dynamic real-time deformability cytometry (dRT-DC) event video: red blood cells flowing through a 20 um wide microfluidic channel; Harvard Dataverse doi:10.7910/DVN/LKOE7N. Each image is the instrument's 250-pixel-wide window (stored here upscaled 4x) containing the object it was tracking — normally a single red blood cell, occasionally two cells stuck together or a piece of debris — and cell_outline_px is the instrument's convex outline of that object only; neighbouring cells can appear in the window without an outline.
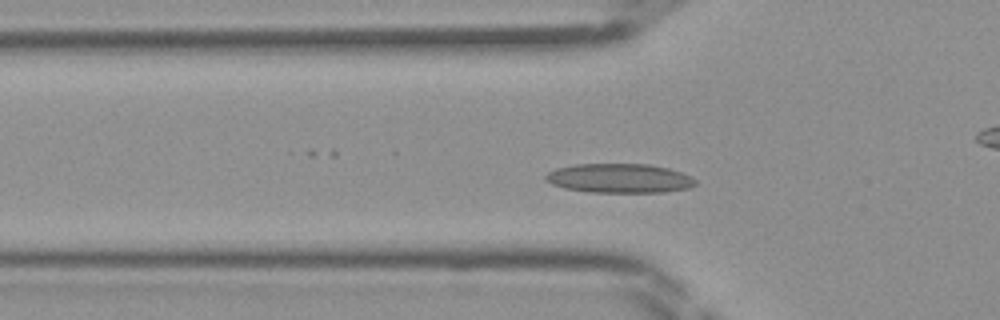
{"species": "Egyptian fruit bat (a non-hibernating species)", "species_latin": "Rousettus aegyptiacus", "temperature_condition": "room temperature", "stored_images_in_passage": 39, "camera_frame_rate_fps": 3000, "um_per_image_px": 0.085, "frame": {"image": 1, "passage_image": 7, "time_ms": 2.0, "image_size_px": [1000, 320], "cell_outline_px": [[696, 184], [688, 188], [664, 192], [588, 192], [564, 188], [552, 184], [544, 180], [544, 176], [548, 172], [556, 168], [576, 164], [648, 164], [668, 168], [692, 176], [696, 180]], "centroid_in_image_um": [52.63, 15.15], "position_along_channel_um": 73.2, "area_um2": 25.61}}
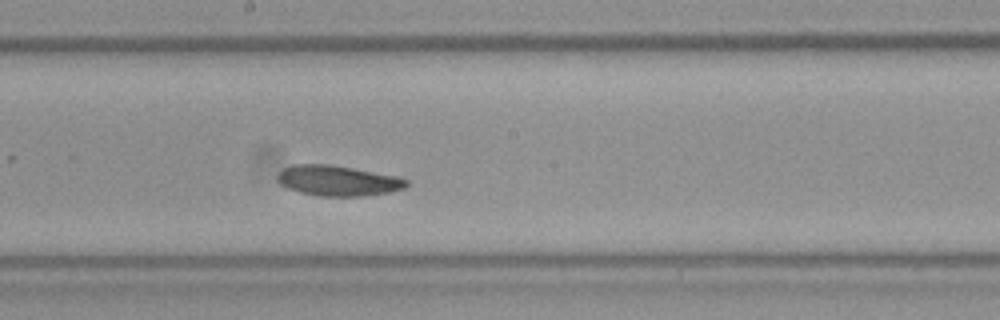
{"frame": {"image": 2, "passage_image": 17, "time_ms": 5.333, "image_size_px": [1000, 320], "cell_outline_px": [[408, 184], [404, 188], [388, 192], [360, 196], [320, 196], [300, 192], [288, 188], [280, 184], [276, 180], [276, 176], [284, 168], [292, 164], [328, 164], [352, 168], [396, 176], [408, 180]], "centroid_in_image_um": [28.67, 15.35], "position_along_channel_um": 219.5, "area_um2": 22.66}}
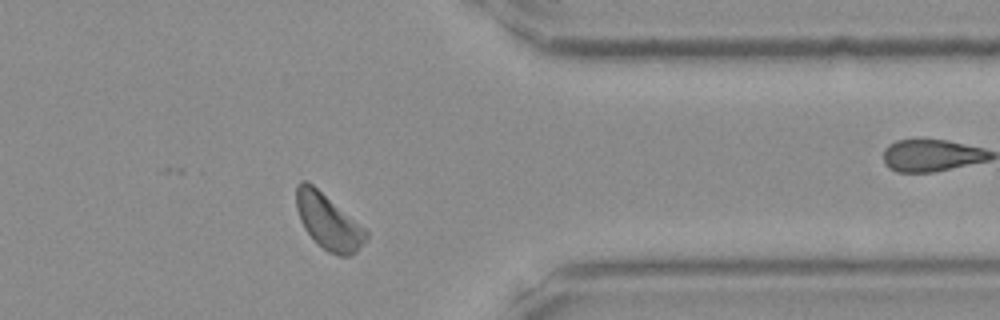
{"frame": {"image": 3, "passage_image": 29, "time_ms": 9.333, "image_size_px": [1000, 320], "cell_outline_px": [[368, 236], [356, 252], [348, 256], [340, 256], [328, 252], [304, 228], [300, 220], [296, 208], [296, 184], [300, 180], [304, 180], [312, 184], [364, 228], [368, 232]], "centroid_in_image_um": [27.88, 18.83], "position_along_channel_um": 383.5, "area_um2": 21.91}}